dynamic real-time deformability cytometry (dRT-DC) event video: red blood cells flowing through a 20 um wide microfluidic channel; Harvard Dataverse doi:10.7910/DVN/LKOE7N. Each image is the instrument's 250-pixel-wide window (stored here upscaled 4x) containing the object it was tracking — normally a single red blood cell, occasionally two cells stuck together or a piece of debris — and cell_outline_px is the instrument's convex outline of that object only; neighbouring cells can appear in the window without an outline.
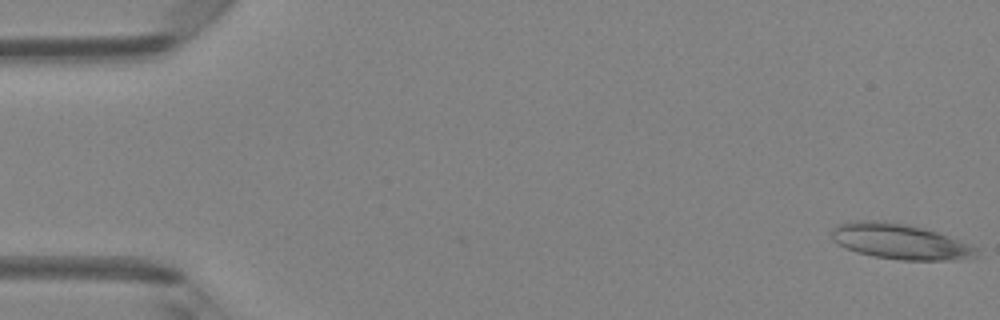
{"species": "Egyptian fruit bat (a non-hibernating species)", "species_latin": "Rousettus aegyptiacus", "temperature_condition": "room temperature", "stored_images_in_passage": 6, "camera_frame_rate_fps": 3000, "um_per_image_px": 0.085, "animal": {"sex": "female"}, "frame": {"image": 1, "passage_image": 6, "time_ms": 1.667, "image_size_px": [1000, 320], "cell_outline_px": [[980, 248], [976, 256], [956, 260], [900, 260], [872, 256], [856, 252], [844, 248], [836, 244], [832, 240], [832, 228], [840, 224], [856, 220], [884, 220], [908, 224], [924, 228], [972, 244]], "centroid_in_image_um": [76.5, 20.52], "position_along_channel_um": 8.5, "area_um2": 30.29}}